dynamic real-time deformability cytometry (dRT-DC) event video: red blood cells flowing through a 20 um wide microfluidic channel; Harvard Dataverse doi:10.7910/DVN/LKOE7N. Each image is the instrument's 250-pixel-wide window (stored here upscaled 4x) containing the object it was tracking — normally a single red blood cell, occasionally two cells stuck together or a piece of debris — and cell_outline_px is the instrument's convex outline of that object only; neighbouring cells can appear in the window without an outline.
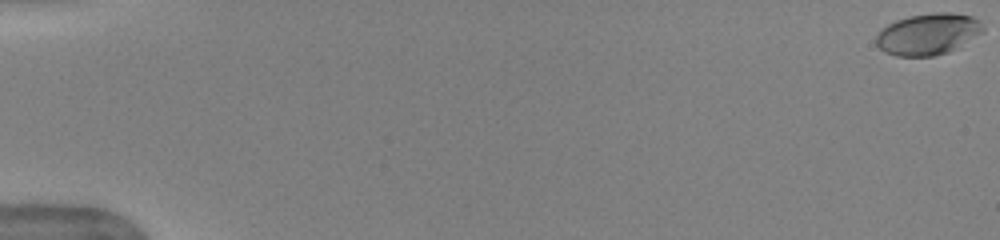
{"species": "human", "species_latin": "Homo sapiens", "temperature_condition": "warm", "stored_images_in_passage": 53, "camera_frame_rate_fps": 3000, "um_per_image_px": 0.085, "donor": {"sex": "female"}, "frame": {"image": 1, "passage_image": 1, "time_ms": 0.0, "image_size_px": [1000, 240], "cell_outline_px": [[984, 32], [948, 52], [932, 56], [896, 56], [884, 52], [876, 44], [876, 36], [888, 24], [896, 20], [908, 16], [936, 12], [952, 12], [972, 16], [980, 20], [984, 28]], "centroid_in_image_um": [78.9, 2.89], "position_along_channel_um": 6.1, "area_um2": 25.78}}
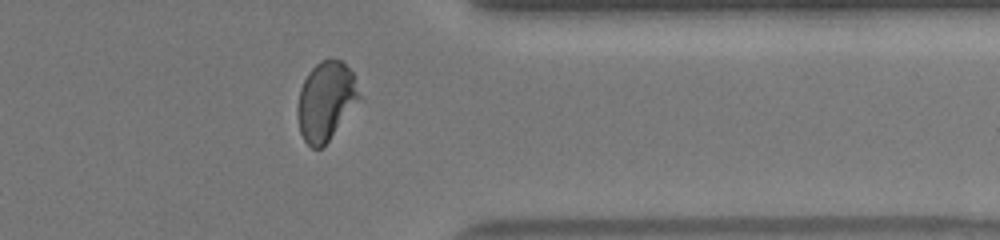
{"frame": {"image": 2, "passage_image": 44, "time_ms": 14.333, "image_size_px": [1000, 240], "cell_outline_px": [[360, 96], [328, 140], [320, 148], [312, 148], [304, 140], [300, 132], [296, 112], [296, 108], [300, 88], [308, 72], [320, 60], [340, 60], [356, 76]], "centroid_in_image_um": [27.65, 8.56], "position_along_channel_um": 383.7, "area_um2": 27.74}}
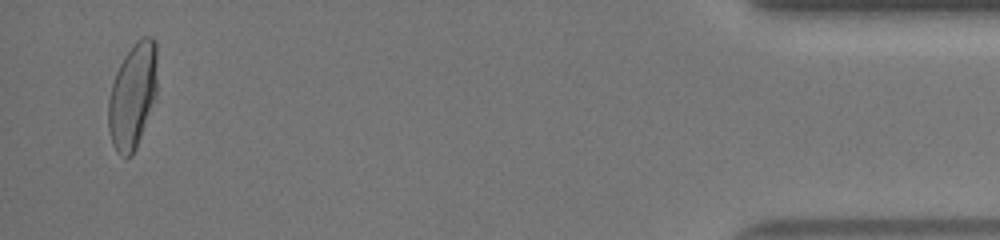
{"frame": {"image": 3, "passage_image": 52, "time_ms": 17.0, "image_size_px": [1000, 240], "cell_outline_px": [[156, 92], [136, 148], [132, 156], [120, 156], [116, 152], [112, 144], [108, 128], [108, 100], [112, 84], [116, 72], [124, 56], [132, 44], [144, 36], [152, 36], [156, 40]], "centroid_in_image_um": [11.25, 8.12], "position_along_channel_um": 424.0, "area_um2": 29.77}, "authors_computed_cell_mechanics": {"area_um2": 28.1486, "velocity_mm_per_s": 3.9405, "shape_relaxation_time_tau1_ms": 3.6433, "shape_relaxation_time_tau2_ms": null, "deformation_change_tau1": 0.1814, "deformation_change_tau2": null}}